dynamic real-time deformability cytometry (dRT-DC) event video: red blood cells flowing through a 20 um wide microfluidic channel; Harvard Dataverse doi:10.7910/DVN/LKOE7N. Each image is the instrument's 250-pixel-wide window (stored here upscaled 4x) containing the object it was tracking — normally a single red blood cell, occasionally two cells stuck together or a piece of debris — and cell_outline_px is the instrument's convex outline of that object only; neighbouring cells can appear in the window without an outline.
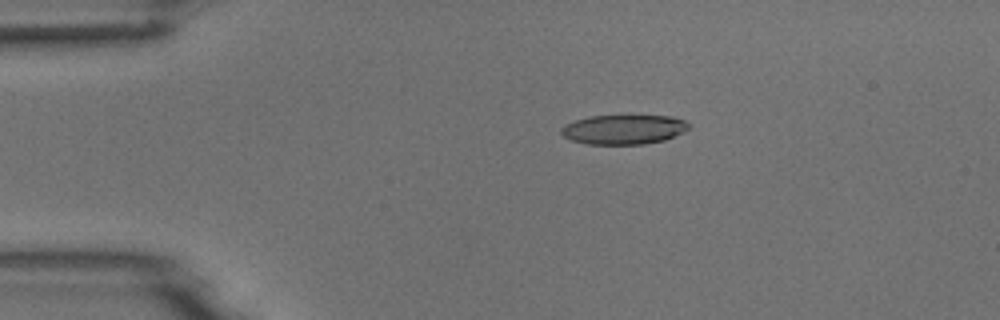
{"species": "common noctule bat (a hibernating species)", "species_latin": "Nyctalus noctula", "temperature_condition": "room temperature", "stored_images_in_passage": 3, "camera_frame_rate_fps": 3000, "um_per_image_px": 0.085, "animal": {"sex": "male", "body_mass_g": 18.8}, "frame": {"image": 1, "passage_image": 1, "time_ms": 0.0, "image_size_px": [1000, 320], "cell_outline_px": [[692, 124], [688, 128], [664, 140], [644, 144], [588, 144], [572, 140], [564, 136], [560, 132], [560, 128], [564, 124], [576, 120], [592, 116], [672, 116], [684, 120]], "centroid_in_image_um": [52.99, 11.0], "position_along_channel_um": 32.0, "area_um2": 21.73}}
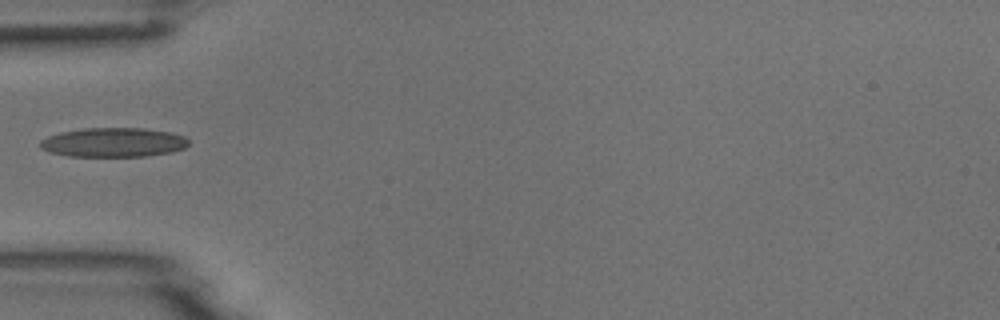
{"frame": {"image": 2, "passage_image": 3, "time_ms": 2.333, "image_size_px": [1000, 320], "cell_outline_px": [[188, 144], [184, 148], [172, 152], [144, 156], [68, 156], [52, 152], [40, 148], [40, 140], [48, 136], [60, 132], [84, 128], [144, 128], [168, 132], [184, 136], [188, 140]], "centroid_in_image_um": [9.63, 12.1], "position_along_channel_um": 75.4, "area_um2": 25.2}}